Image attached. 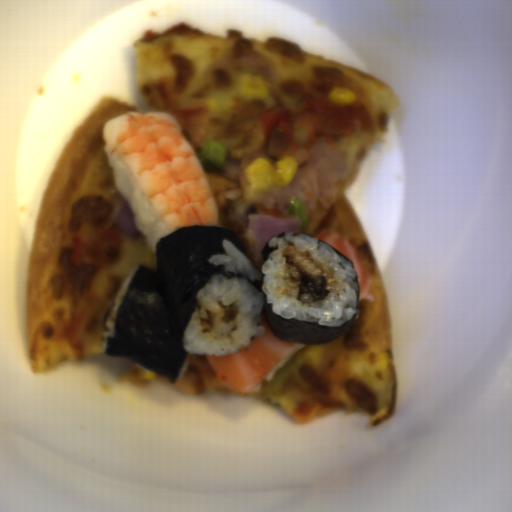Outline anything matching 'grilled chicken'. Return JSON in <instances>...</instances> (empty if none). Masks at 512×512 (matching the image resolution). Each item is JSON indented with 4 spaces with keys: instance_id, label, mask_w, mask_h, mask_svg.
Returning a JSON list of instances; mask_svg holds the SVG:
<instances>
[{
    "instance_id": "obj_1",
    "label": "grilled chicken",
    "mask_w": 512,
    "mask_h": 512,
    "mask_svg": "<svg viewBox=\"0 0 512 512\" xmlns=\"http://www.w3.org/2000/svg\"><path fill=\"white\" fill-rule=\"evenodd\" d=\"M260 157L277 162L293 156L298 168L306 166L312 144H333L343 138L370 130V109L362 102L339 106L330 98L309 99L304 109L281 106L267 108L259 118ZM297 168V169H298Z\"/></svg>"
},
{
    "instance_id": "obj_2",
    "label": "grilled chicken",
    "mask_w": 512,
    "mask_h": 512,
    "mask_svg": "<svg viewBox=\"0 0 512 512\" xmlns=\"http://www.w3.org/2000/svg\"><path fill=\"white\" fill-rule=\"evenodd\" d=\"M217 375L211 368L207 355H196L188 353L181 365L176 385L189 394L201 393L206 380Z\"/></svg>"
}]
</instances>
